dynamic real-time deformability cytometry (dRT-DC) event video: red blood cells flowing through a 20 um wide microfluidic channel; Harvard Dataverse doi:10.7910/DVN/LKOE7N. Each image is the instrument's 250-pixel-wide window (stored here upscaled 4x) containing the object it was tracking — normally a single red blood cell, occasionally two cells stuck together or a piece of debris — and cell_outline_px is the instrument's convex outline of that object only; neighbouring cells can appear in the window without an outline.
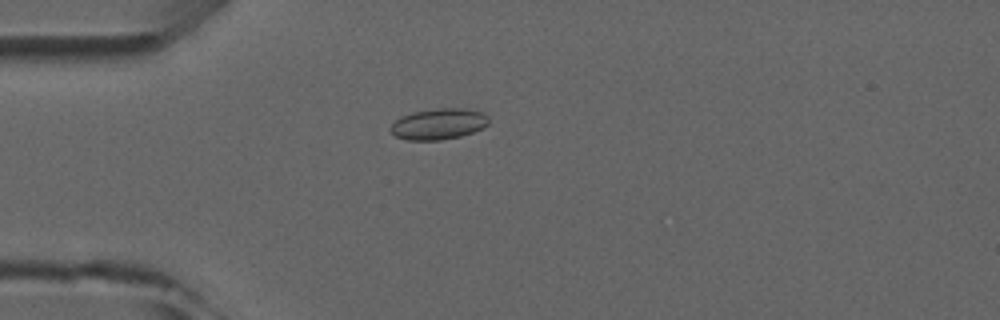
{"species": "common noctule bat (a hibernating species)", "species_latin": "Nyctalus noctula", "temperature_condition": "room temperature", "stored_images_in_passage": 1, "camera_frame_rate_fps": 3000, "um_per_image_px": 0.085, "animal": {"sex": "male", "forearm_length_mm": 52.5}, "frame": {"image": 1, "passage_image": 1, "time_ms": 0.0, "image_size_px": [1000, 320], "cell_outline_px": [[488, 124], [484, 128], [460, 136], [440, 140], [408, 140], [396, 136], [388, 128], [400, 116], [412, 112], [436, 108], [464, 108], [484, 112], [488, 116]], "centroid_in_image_um": [37.29, 10.52], "position_along_channel_um": 47.7, "area_um2": 17.86}}